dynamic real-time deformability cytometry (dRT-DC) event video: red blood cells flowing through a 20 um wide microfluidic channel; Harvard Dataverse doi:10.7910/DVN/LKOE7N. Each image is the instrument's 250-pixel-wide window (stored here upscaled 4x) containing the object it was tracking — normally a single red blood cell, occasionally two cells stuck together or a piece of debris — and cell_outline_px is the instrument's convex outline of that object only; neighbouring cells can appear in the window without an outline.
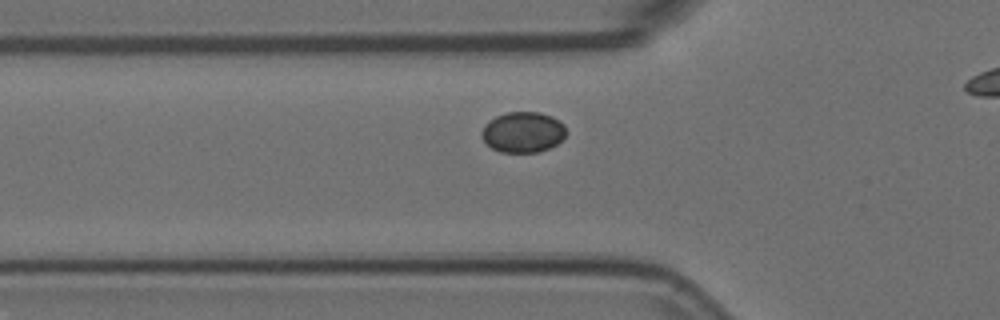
{"species": "Egyptian fruit bat (a non-hibernating species)", "species_latin": "Rousettus aegyptiacus", "temperature_condition": "room temperature", "stored_images_in_passage": 29, "camera_frame_rate_fps": 3000, "um_per_image_px": 0.085, "animal": {"sex": "female"}, "frame": {"image": 1, "passage_image": 2, "time_ms": 0.333, "image_size_px": [1000, 320], "cell_outline_px": [[564, 136], [556, 144], [540, 152], [500, 152], [492, 148], [480, 136], [480, 132], [484, 124], [488, 120], [504, 112], [540, 112], [552, 116], [560, 120], [564, 124]], "centroid_in_image_um": [44.41, 11.22], "position_along_channel_um": 81.4, "area_um2": 20.11}}
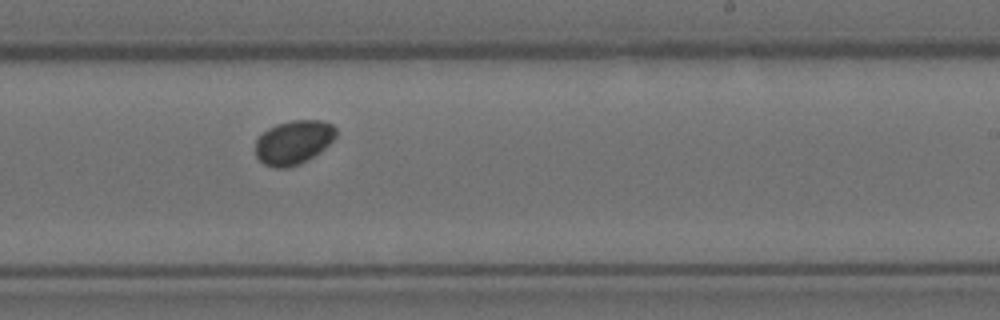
{"frame": {"image": 2, "passage_image": 17, "time_ms": 5.333, "image_size_px": [1000, 320], "cell_outline_px": [[336, 136], [324, 148], [308, 160], [300, 164], [288, 168], [272, 168], [264, 164], [256, 156], [256, 140], [268, 128], [276, 124], [292, 120], [320, 120], [332, 124], [336, 128]], "centroid_in_image_um": [24.94, 12.1], "position_along_channel_um": 264.1, "area_um2": 20.63}}
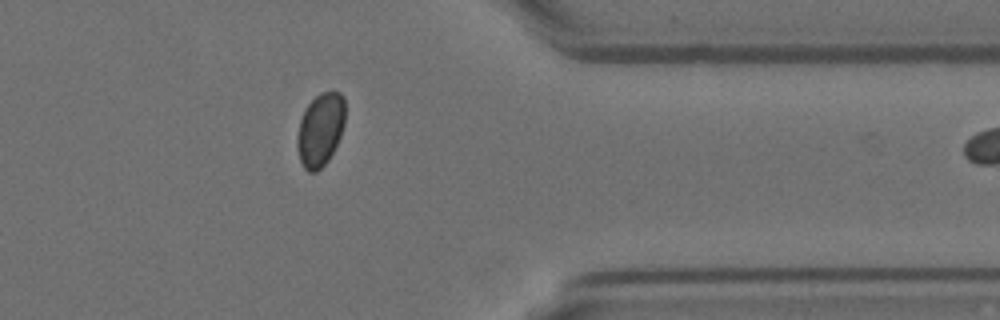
{"frame": {"image": 3, "passage_image": 28, "time_ms": 9.0, "image_size_px": [1000, 320], "cell_outline_px": [[344, 124], [340, 136], [328, 160], [316, 172], [308, 172], [304, 168], [300, 160], [296, 144], [296, 136], [300, 120], [308, 104], [320, 92], [340, 92], [344, 96]], "centroid_in_image_um": [27.21, 11.02], "position_along_channel_um": 384.2, "area_um2": 20.29}}